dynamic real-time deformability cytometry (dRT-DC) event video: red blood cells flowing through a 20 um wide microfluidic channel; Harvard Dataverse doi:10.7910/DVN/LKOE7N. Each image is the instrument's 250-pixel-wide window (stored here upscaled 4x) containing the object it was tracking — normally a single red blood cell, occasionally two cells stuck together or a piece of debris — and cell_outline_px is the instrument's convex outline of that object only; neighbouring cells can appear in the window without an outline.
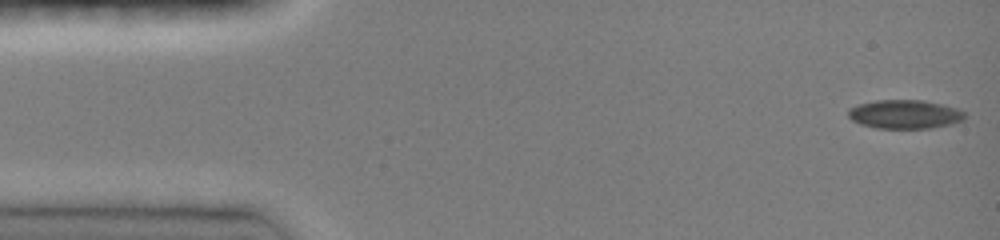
{"species": "common noctule bat (a hibernating species)", "species_latin": "Nyctalus noctula", "temperature_condition": "room temperature", "stored_images_in_passage": 47, "camera_frame_rate_fps": 3000, "um_per_image_px": 0.085, "animal": {"sex": "female", "body_mass_g": 19.0, "forearm_length_mm": 51.5}, "frame": {"image": 1, "passage_image": 1, "time_ms": 0.0, "image_size_px": [1000, 240], "cell_outline_px": [[964, 120], [952, 124], [932, 128], [876, 128], [860, 124], [852, 120], [848, 116], [848, 108], [860, 104], [876, 100], [924, 100], [956, 108], [964, 112]], "centroid_in_image_um": [76.89, 9.71], "position_along_channel_um": 8.1, "area_um2": 19.54}}
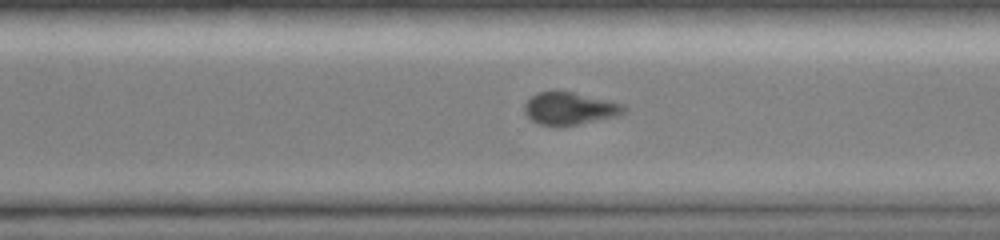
{"frame": {"image": 2, "passage_image": 33, "time_ms": 10.667, "image_size_px": [1000, 240], "cell_outline_px": [[628, 108], [620, 116], [576, 124], [540, 124], [532, 120], [524, 112], [524, 104], [536, 92], [572, 92], [608, 100], [624, 104]], "centroid_in_image_um": [48.47, 9.21], "position_along_channel_um": 322.1, "area_um2": 18.38}}
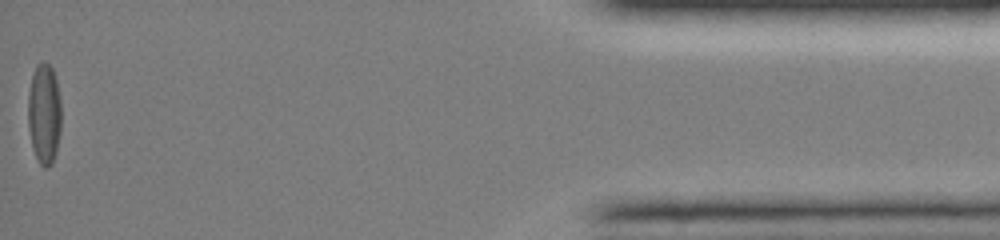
{"frame": {"image": 3, "passage_image": 47, "time_ms": 15.333, "image_size_px": [1000, 240], "cell_outline_px": [[60, 132], [56, 152], [52, 164], [48, 168], [44, 168], [40, 164], [32, 148], [28, 128], [28, 92], [32, 76], [36, 64], [40, 60], [44, 60], [52, 68], [56, 80], [60, 100]], "centroid_in_image_um": [3.74, 9.66], "position_along_channel_um": 431.5, "area_um2": 19.71}, "authors_computed_cell_mechanics": {"area_um2": 19.5364, "velocity_mm_per_s": 4.0248, "shape_relaxation_time_tau1_ms": 6.2578, "shape_relaxation_time_tau2_ms": 3.1179, "deformation_change_tau1": 0.1828, "deformation_change_tau2": 0.0902}}